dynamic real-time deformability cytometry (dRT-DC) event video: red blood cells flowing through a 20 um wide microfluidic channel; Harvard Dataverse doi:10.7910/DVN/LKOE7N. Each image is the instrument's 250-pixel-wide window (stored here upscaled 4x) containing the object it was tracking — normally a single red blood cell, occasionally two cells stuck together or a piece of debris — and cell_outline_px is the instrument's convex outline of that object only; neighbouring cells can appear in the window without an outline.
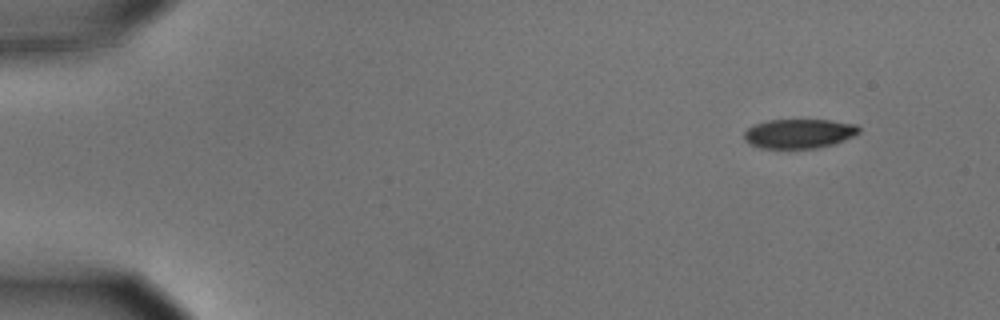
{"species": "common noctule bat (a hibernating species)", "species_latin": "Nyctalus noctula", "temperature_condition": "cold", "stored_images_in_passage": 6, "camera_frame_rate_fps": 3000, "um_per_image_px": 0.085, "animal": {"sex": "male", "body_mass_g": 15.6}, "frame": {"image": 1, "passage_image": 1, "time_ms": 0.0, "image_size_px": [1000, 320], "cell_outline_px": [[860, 132], [844, 140], [832, 144], [816, 148], [760, 148], [748, 144], [744, 140], [744, 132], [748, 128], [756, 124], [768, 120], [828, 120], [856, 124], [860, 128]], "centroid_in_image_um": [67.89, 11.36], "position_along_channel_um": 17.1, "area_um2": 19.59}}
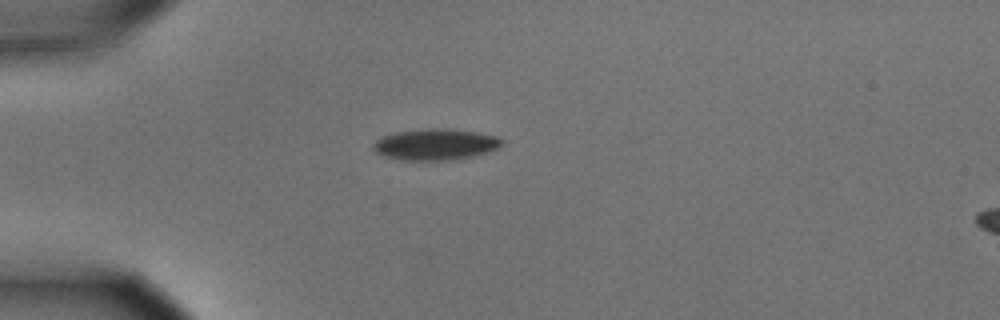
{"frame": {"image": 2, "passage_image": 4, "time_ms": 1.0, "image_size_px": [1000, 320], "cell_outline_px": [[504, 144], [500, 148], [476, 156], [452, 160], [400, 160], [384, 156], [376, 152], [372, 148], [372, 144], [376, 140], [384, 136], [396, 132], [432, 128], [472, 132], [496, 136], [504, 140]], "centroid_in_image_um": [37.03, 12.3], "position_along_channel_um": 48.0, "area_um2": 23.29}}
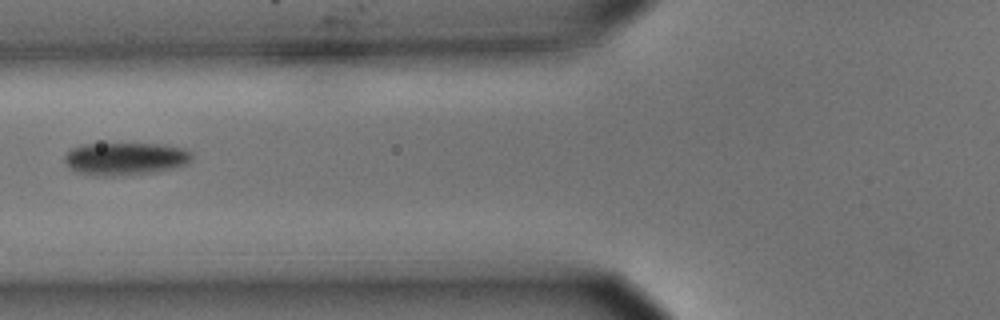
{"frame": {"image": 3, "passage_image": 6, "time_ms": 1.667, "image_size_px": [1000, 320], "cell_outline_px": [[192, 160], [188, 164], [176, 168], [156, 172], [112, 176], [100, 176], [80, 172], [72, 168], [64, 160], [64, 156], [72, 148], [84, 144], [164, 144], [184, 148], [192, 152]], "centroid_in_image_um": [10.74, 13.49], "position_along_channel_um": 115.1, "area_um2": 24.22}}